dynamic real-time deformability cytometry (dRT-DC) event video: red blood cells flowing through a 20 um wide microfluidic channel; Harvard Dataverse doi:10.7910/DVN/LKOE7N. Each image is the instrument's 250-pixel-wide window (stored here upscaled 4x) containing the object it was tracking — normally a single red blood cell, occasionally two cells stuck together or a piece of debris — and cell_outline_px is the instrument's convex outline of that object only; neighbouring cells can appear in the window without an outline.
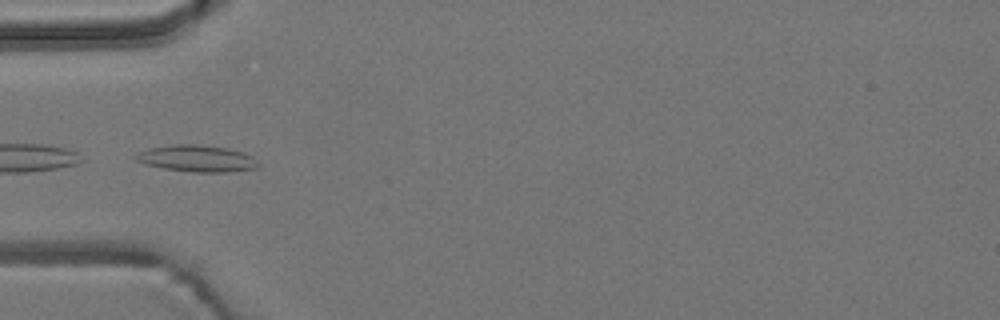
{"species": "common noctule bat (a hibernating species)", "species_latin": "Nyctalus noctula", "temperature_condition": "room temperature", "stored_images_in_passage": 8, "camera_frame_rate_fps": 3000, "um_per_image_px": 0.085, "animal": {"sex": "male", "body_mass_g": 19.2, "forearm_length_mm": 51.8}, "frame": {"image": 1, "passage_image": 6, "time_ms": 1.667, "image_size_px": [1000, 320], "cell_outline_px": [[260, 168], [228, 172], [196, 172], [164, 168], [144, 164], [136, 160], [132, 156], [136, 152], [148, 148], [176, 144], [196, 144], [228, 148], [252, 156], [260, 164]], "centroid_in_image_um": [16.72, 13.47], "position_along_channel_um": 68.3, "area_um2": 19.13}}
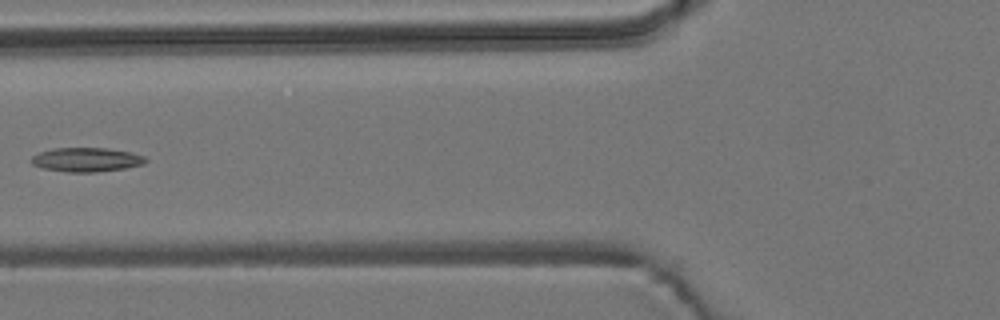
{"frame": {"image": 2, "passage_image": 7, "time_ms": 2.0, "image_size_px": [1000, 320], "cell_outline_px": [[148, 160], [144, 164], [124, 168], [96, 172], [68, 172], [40, 168], [32, 164], [28, 160], [32, 156], [40, 152], [52, 148], [108, 148], [132, 152], [144, 156]], "centroid_in_image_um": [7.32, 13.57], "position_along_channel_um": 118.5, "area_um2": 16.24}}
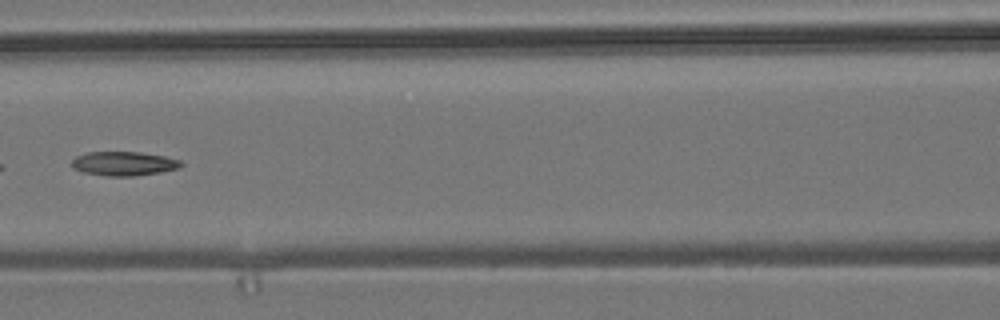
{"frame": {"image": 3, "passage_image": 8, "time_ms": 2.333, "image_size_px": [1000, 320], "cell_outline_px": [[184, 164], [180, 168], [160, 172], [132, 176], [108, 176], [84, 172], [72, 168], [72, 160], [76, 156], [88, 152], [140, 152], [164, 156], [180, 160]], "centroid_in_image_um": [10.54, 13.9], "position_along_channel_um": 156.1, "area_um2": 15.32}}